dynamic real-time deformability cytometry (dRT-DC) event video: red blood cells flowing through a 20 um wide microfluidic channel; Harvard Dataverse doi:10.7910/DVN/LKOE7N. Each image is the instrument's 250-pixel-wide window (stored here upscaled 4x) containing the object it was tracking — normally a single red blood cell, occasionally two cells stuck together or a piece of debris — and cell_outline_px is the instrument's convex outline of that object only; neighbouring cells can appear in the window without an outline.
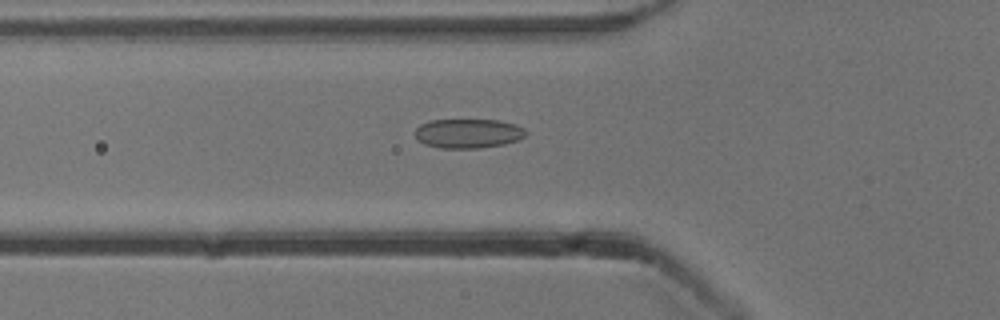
{"species": "common noctule bat (a hibernating species)", "species_latin": "Nyctalus noctula", "temperature_condition": "cold", "stored_images_in_passage": 44, "camera_frame_rate_fps": 3000, "um_per_image_px": 0.085, "animal": {"sex": "male", "body_mass_g": 13.3}, "frame": {"image": 1, "passage_image": 9, "time_ms": 2.667, "image_size_px": [1000, 320], "cell_outline_px": [[528, 132], [520, 140], [504, 144], [476, 148], [440, 148], [424, 144], [416, 136], [416, 128], [420, 124], [432, 120], [500, 120], [516, 124], [524, 128]], "centroid_in_image_um": [39.84, 11.34], "position_along_channel_um": 86.0, "area_um2": 18.96}}
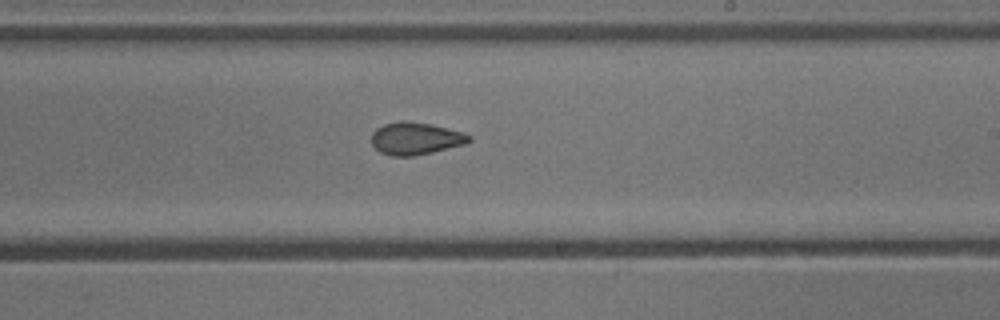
{"frame": {"image": 2, "passage_image": 22, "time_ms": 7.0, "image_size_px": [1000, 320], "cell_outline_px": [[472, 140], [464, 144], [432, 152], [412, 156], [392, 156], [380, 152], [372, 144], [372, 132], [376, 128], [384, 124], [404, 120], [408, 120], [428, 124], [464, 132], [472, 136]], "centroid_in_image_um": [35.32, 11.77], "position_along_channel_um": 253.7, "area_um2": 18.32}}
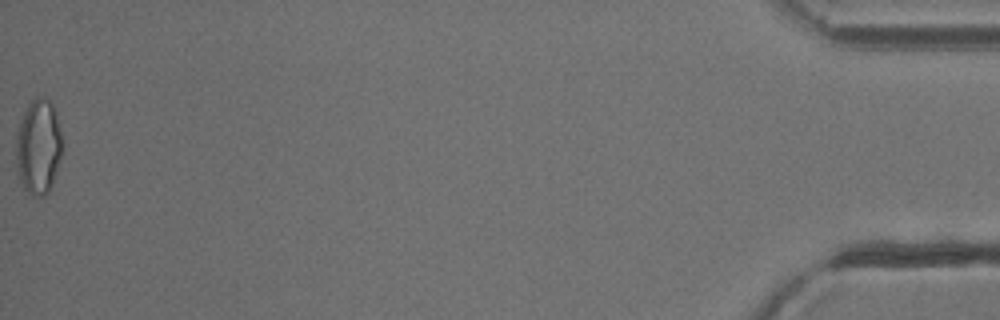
{"frame": {"image": 3, "passage_image": 44, "time_ms": 14.333, "image_size_px": [1000, 320], "cell_outline_px": [[64, 148], [52, 184], [48, 192], [44, 196], [32, 196], [20, 184], [16, 176], [16, 136], [24, 112], [28, 104], [36, 96], [44, 96], [52, 104], [56, 112], [64, 144]], "centroid_in_image_um": [3.27, 12.5], "position_along_channel_um": 431.9, "area_um2": 26.18}, "authors_computed_cell_mechanics": {"area_um2": 18.9295, "velocity_mm_per_s": 3.8443, "shape_relaxation_time_tau1_ms": null, "shape_relaxation_time_tau2_ms": 1.8546, "deformation_change_tau1": null, "deformation_change_tau2": 0.078}}